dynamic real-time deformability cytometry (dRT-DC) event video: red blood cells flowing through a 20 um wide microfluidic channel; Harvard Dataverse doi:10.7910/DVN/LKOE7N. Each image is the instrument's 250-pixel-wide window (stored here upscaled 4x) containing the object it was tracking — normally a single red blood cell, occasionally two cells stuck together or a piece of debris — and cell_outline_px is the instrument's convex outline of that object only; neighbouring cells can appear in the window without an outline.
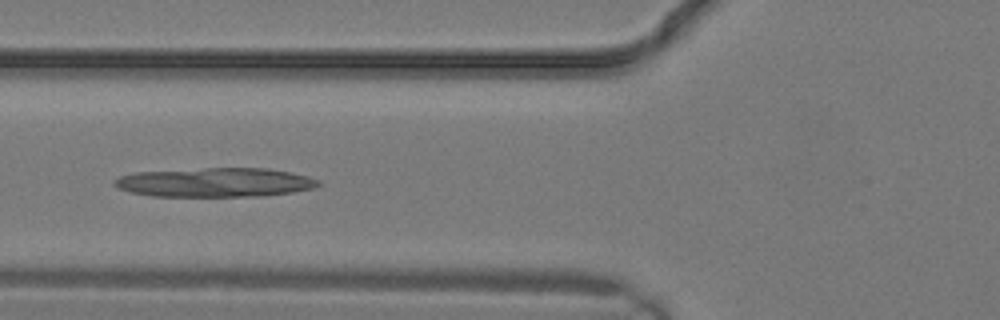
{"species": "common noctule bat (a hibernating species)", "species_latin": "Nyctalus noctula", "temperature_condition": "warm", "stored_images_in_passage": 11, "camera_frame_rate_fps": 3000, "um_per_image_px": 0.085, "animal": {"sex": "male", "body_mass_g": 19.2, "forearm_length_mm": 51.8}, "frame": {"image": 1, "passage_image": 10, "time_ms": 3.0, "image_size_px": [1000, 320], "cell_outline_px": [[320, 184], [312, 188], [292, 192], [260, 196], [152, 196], [132, 192], [120, 188], [112, 184], [112, 180], [120, 176], [136, 172], [208, 168], [268, 168], [308, 176], [320, 180]], "centroid_in_image_um": [18.27, 15.5], "position_along_channel_um": 107.5, "area_um2": 34.45}}